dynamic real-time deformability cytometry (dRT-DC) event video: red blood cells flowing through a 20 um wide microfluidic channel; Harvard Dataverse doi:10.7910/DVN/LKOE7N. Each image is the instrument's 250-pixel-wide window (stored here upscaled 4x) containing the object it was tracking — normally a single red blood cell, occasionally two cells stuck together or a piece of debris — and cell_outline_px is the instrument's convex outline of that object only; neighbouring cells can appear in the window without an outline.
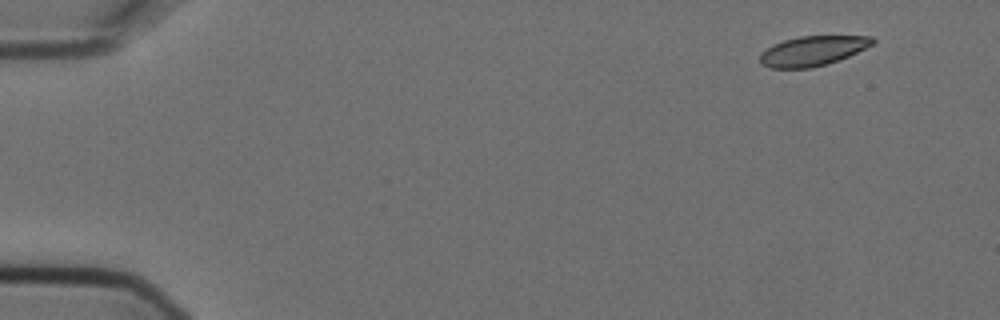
{"species": "Egyptian fruit bat (a non-hibernating species)", "species_latin": "Rousettus aegyptiacus", "temperature_condition": "cold", "stored_images_in_passage": 4, "camera_frame_rate_fps": 3000, "um_per_image_px": 0.085, "animal": {"sex": "female"}, "frame": {"image": 1, "passage_image": 1, "time_ms": 0.0, "image_size_px": [1000, 320], "cell_outline_px": [[876, 40], [872, 44], [848, 56], [828, 64], [812, 68], [768, 68], [760, 64], [760, 52], [784, 40], [800, 36], [872, 36]], "centroid_in_image_um": [69.05, 4.34], "position_along_channel_um": 16.0, "area_um2": 19.42}}